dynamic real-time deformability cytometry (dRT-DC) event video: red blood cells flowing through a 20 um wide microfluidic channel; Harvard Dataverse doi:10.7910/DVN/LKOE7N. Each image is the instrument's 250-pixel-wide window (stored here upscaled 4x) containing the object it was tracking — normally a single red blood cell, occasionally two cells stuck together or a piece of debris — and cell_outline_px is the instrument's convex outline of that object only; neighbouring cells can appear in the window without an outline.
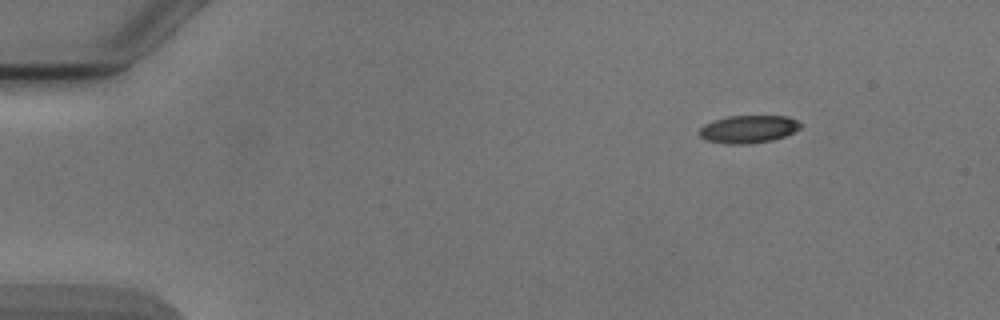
{"species": "Egyptian fruit bat (a non-hibernating species)", "species_latin": "Rousettus aegyptiacus", "temperature_condition": "cold", "stored_images_in_passage": 5, "camera_frame_rate_fps": 3000, "um_per_image_px": 0.085, "animal": {"sex": "male"}, "frame": {"image": 1, "passage_image": 1, "time_ms": 0.0, "image_size_px": [1000, 320], "cell_outline_px": [[804, 124], [800, 128], [784, 136], [772, 140], [744, 144], [728, 144], [704, 140], [700, 136], [700, 128], [704, 124], [728, 116], [788, 116]], "centroid_in_image_um": [63.62, 10.97], "position_along_channel_um": 21.4, "area_um2": 16.24}}
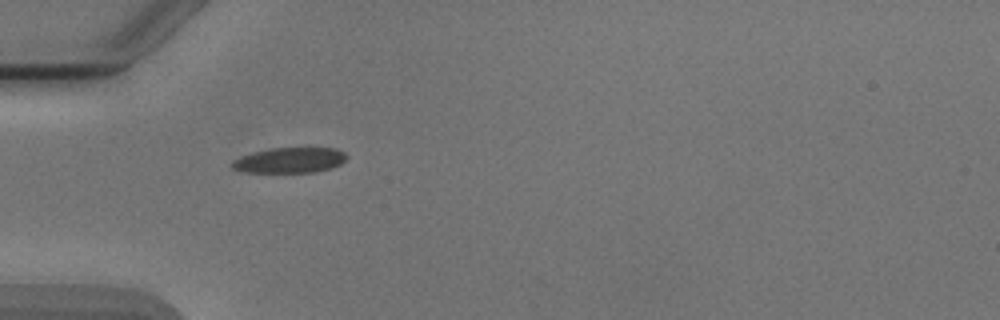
{"frame": {"image": 2, "passage_image": 4, "time_ms": 3.333, "image_size_px": [1000, 320], "cell_outline_px": [[348, 156], [340, 164], [332, 168], [312, 172], [248, 172], [232, 168], [232, 164], [240, 156], [272, 148], [336, 148], [344, 152]], "centroid_in_image_um": [24.68, 13.61], "position_along_channel_um": 60.3, "area_um2": 16.65}}
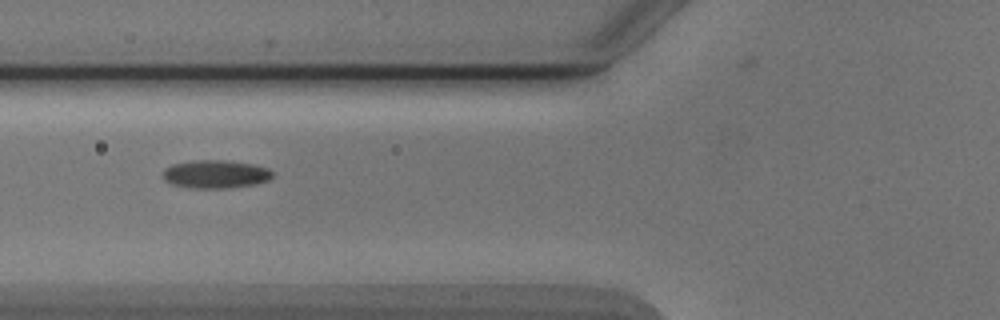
{"frame": {"image": 3, "passage_image": 5, "time_ms": 4.667, "image_size_px": [1000, 320], "cell_outline_px": [[272, 176], [268, 180], [256, 184], [228, 188], [192, 188], [172, 184], [164, 180], [164, 168], [172, 164], [192, 160], [224, 160], [252, 164], [268, 168], [272, 172]], "centroid_in_image_um": [18.31, 14.8], "position_along_channel_um": 107.5, "area_um2": 17.98}}